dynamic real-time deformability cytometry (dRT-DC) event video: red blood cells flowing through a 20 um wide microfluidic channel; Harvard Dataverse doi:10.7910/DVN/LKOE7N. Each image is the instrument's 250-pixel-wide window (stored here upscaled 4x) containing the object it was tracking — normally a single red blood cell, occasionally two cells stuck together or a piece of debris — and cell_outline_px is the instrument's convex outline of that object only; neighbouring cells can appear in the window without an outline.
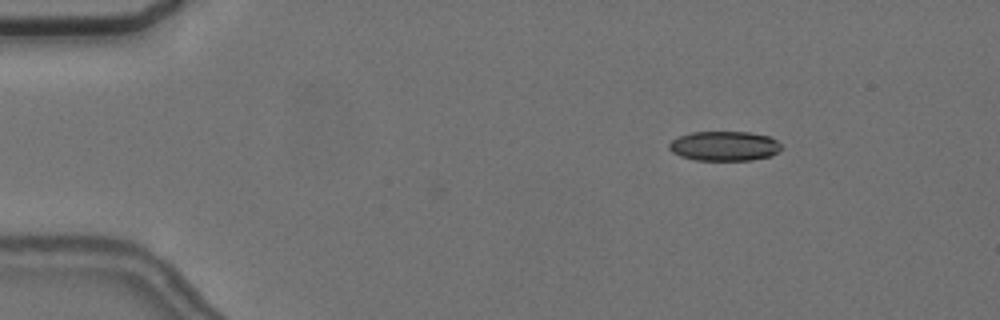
{"species": "common noctule bat (a hibernating species)", "species_latin": "Nyctalus noctula", "temperature_condition": "cold", "stored_images_in_passage": 46, "camera_frame_rate_fps": 3000, "um_per_image_px": 0.085, "animal": {"sex": "female", "body_mass_g": 24.6, "forearm_length_mm": 56.2}, "frame": {"image": 1, "passage_image": 2, "time_ms": 0.333, "image_size_px": [1000, 320], "cell_outline_px": [[784, 148], [772, 156], [752, 160], [696, 160], [680, 156], [672, 152], [668, 148], [668, 144], [672, 140], [680, 136], [692, 132], [748, 132], [768, 136], [776, 140]], "centroid_in_image_um": [61.59, 12.42], "position_along_channel_um": 23.4, "area_um2": 19.48}}
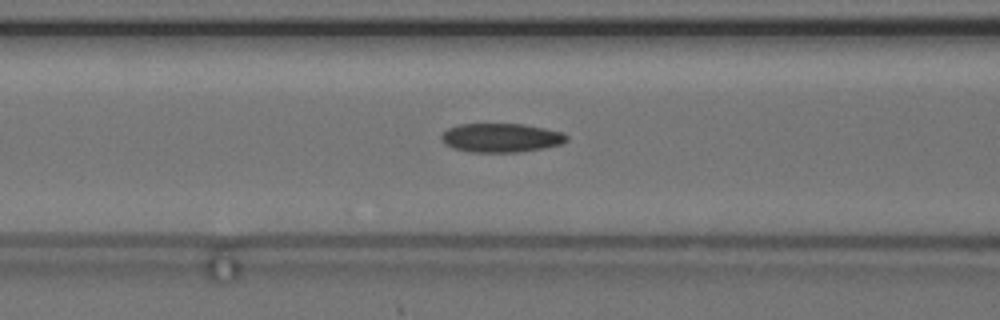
{"frame": {"image": 2, "passage_image": 17, "time_ms": 5.333, "image_size_px": [1000, 320], "cell_outline_px": [[568, 140], [560, 144], [544, 148], [516, 152], [468, 152], [452, 148], [444, 144], [440, 140], [440, 136], [448, 128], [460, 124], [524, 124], [564, 132], [568, 136]], "centroid_in_image_um": [42.57, 11.71], "position_along_channel_um": 124.0, "area_um2": 21.27}}
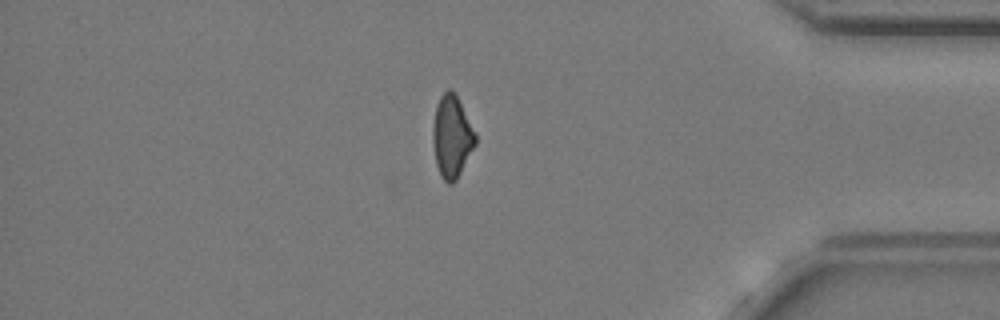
{"frame": {"image": 3, "passage_image": 42, "time_ms": 13.667, "image_size_px": [1000, 320], "cell_outline_px": [[476, 144], [456, 180], [452, 184], [448, 184], [440, 176], [436, 164], [432, 144], [432, 128], [436, 104], [440, 96], [448, 88], [456, 96], [476, 132]], "centroid_in_image_um": [38.39, 11.64], "position_along_channel_um": 396.8, "area_um2": 20.4}, "authors_computed_cell_mechanics": {"area_um2": 20.8658, "velocity_mm_per_s": 3.6395, "shape_relaxation_time_tau1_ms": 5.4381, "shape_relaxation_time_tau2_ms": 4.1425, "deformation_change_tau1": 0.1097, "deformation_change_tau2": 0.1221}}